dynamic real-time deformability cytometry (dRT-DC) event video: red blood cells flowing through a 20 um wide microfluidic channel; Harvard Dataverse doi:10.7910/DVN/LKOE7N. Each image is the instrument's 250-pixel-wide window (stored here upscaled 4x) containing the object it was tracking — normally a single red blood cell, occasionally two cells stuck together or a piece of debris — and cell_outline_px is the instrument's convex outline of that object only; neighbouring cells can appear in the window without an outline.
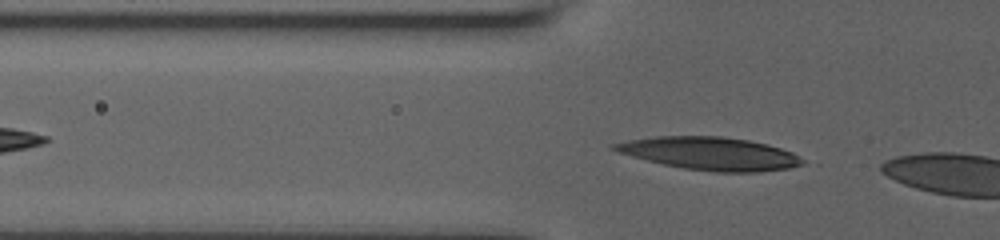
{"species": "human", "species_latin": "Homo sapiens", "temperature_condition": "room temperature", "stored_images_in_passage": 8, "camera_frame_rate_fps": 3000, "um_per_image_px": 0.085, "donor": {"sex": "male"}, "frame": {"image": 1, "passage_image": 4, "time_ms": 0.667, "image_size_px": [1000, 240], "cell_outline_px": [[804, 164], [788, 168], [760, 172], [716, 172], [684, 168], [664, 164], [632, 156], [608, 148], [612, 144], [628, 140], [656, 136], [720, 136], [748, 140], [768, 144], [792, 152], [804, 160]], "centroid_in_image_um": [60.36, 13.04], "position_along_channel_um": 65.4, "area_um2": 35.84}}